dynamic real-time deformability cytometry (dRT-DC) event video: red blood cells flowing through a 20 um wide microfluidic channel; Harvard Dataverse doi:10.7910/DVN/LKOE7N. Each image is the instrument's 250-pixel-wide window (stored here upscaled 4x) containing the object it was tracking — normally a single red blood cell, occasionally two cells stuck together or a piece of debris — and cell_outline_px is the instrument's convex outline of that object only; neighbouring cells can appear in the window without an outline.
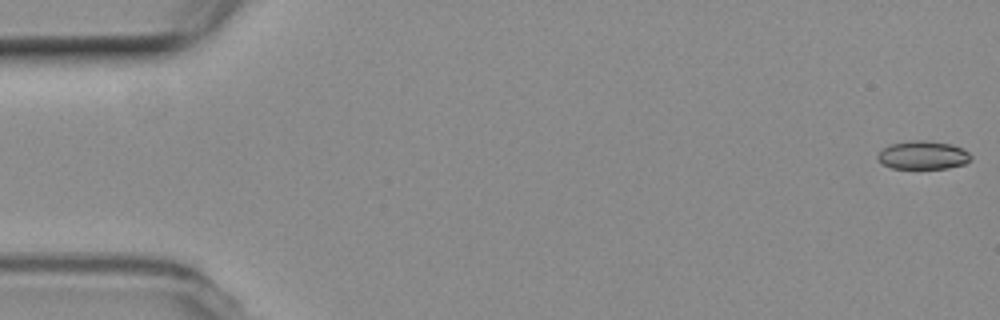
{"species": "common noctule bat (a hibernating species)", "species_latin": "Nyctalus noctula", "temperature_condition": "room temperature", "stored_images_in_passage": 53, "segment_of_instrument_passage": [1, 2], "camera_frame_rate_fps": 3000, "um_per_image_px": 0.085, "animal": {"sex": "female", "body_mass_g": 19.3, "forearm_length_mm": 54.1}, "frame": {"image": 1, "passage_image": 1, "time_ms": 0.0, "image_size_px": [1000, 320], "cell_outline_px": [[972, 156], [964, 164], [948, 168], [892, 168], [884, 164], [876, 156], [888, 144], [912, 140], [924, 140], [952, 144], [968, 152]], "centroid_in_image_um": [78.44, 13.18], "position_along_channel_um": 6.6, "area_um2": 15.2}}
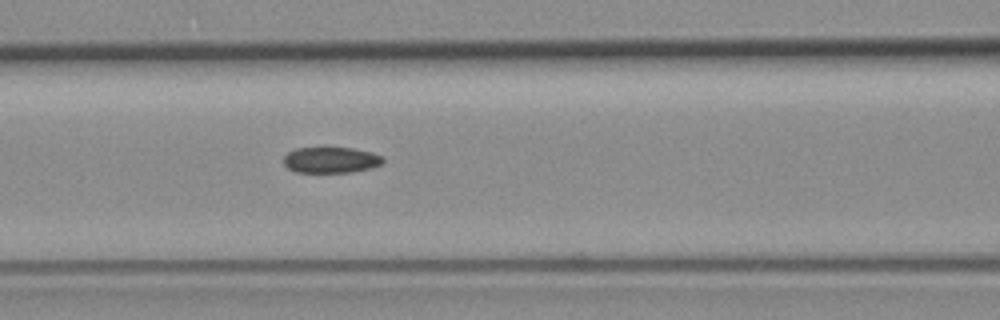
{"frame": {"image": 2, "passage_image": 23, "time_ms": 7.333, "image_size_px": [1000, 320], "cell_outline_px": [[384, 160], [380, 164], [372, 168], [352, 172], [296, 172], [288, 168], [284, 164], [284, 156], [288, 152], [296, 148], [352, 148], [372, 152], [384, 156]], "centroid_in_image_um": [28.15, 13.6], "position_along_channel_um": 138.5, "area_um2": 15.03}}
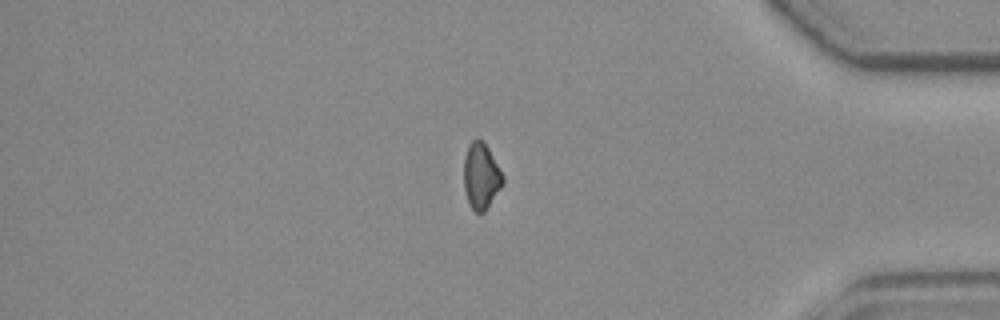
{"frame": {"image": 3, "passage_image": 46, "time_ms": 15.0, "image_size_px": [1000, 320], "cell_outline_px": [[504, 180], [500, 188], [484, 212], [476, 212], [472, 208], [468, 200], [464, 188], [464, 156], [468, 144], [472, 140], [480, 140], [488, 148], [504, 176]], "centroid_in_image_um": [40.88, 14.95], "position_along_channel_um": 394.3, "area_um2": 14.68}}